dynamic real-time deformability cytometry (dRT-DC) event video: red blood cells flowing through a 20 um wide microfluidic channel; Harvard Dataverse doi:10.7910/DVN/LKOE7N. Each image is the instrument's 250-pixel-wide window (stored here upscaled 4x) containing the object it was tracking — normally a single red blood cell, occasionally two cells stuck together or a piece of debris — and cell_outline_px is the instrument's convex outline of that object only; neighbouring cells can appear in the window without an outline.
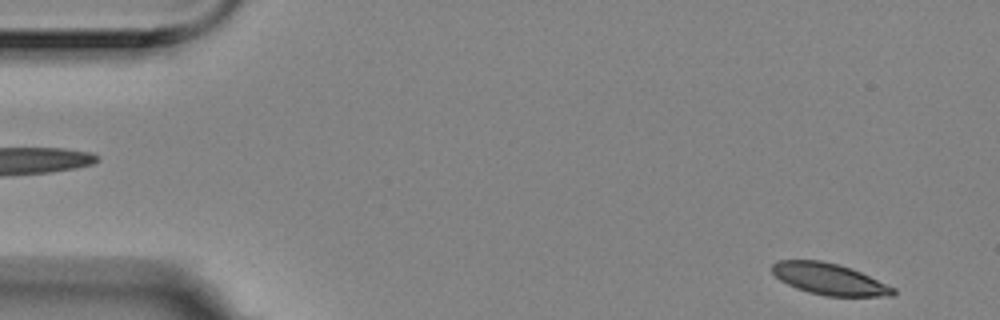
{"species": "Egyptian fruit bat (a non-hibernating species)", "species_latin": "Rousettus aegyptiacus", "temperature_condition": "room temperature", "stored_images_in_passage": 19, "camera_frame_rate_fps": 3000, "um_per_image_px": 0.085, "animal": {"sex": "female"}, "frame": {"image": 1, "passage_image": 1, "time_ms": 0.0, "image_size_px": [1000, 320], "cell_outline_px": [[896, 292], [892, 296], [824, 296], [808, 292], [796, 288], [780, 280], [772, 272], [772, 264], [776, 260], [820, 260], [840, 264], [852, 268], [896, 288]], "centroid_in_image_um": [70.49, 23.71], "position_along_channel_um": 14.5, "area_um2": 22.31}}
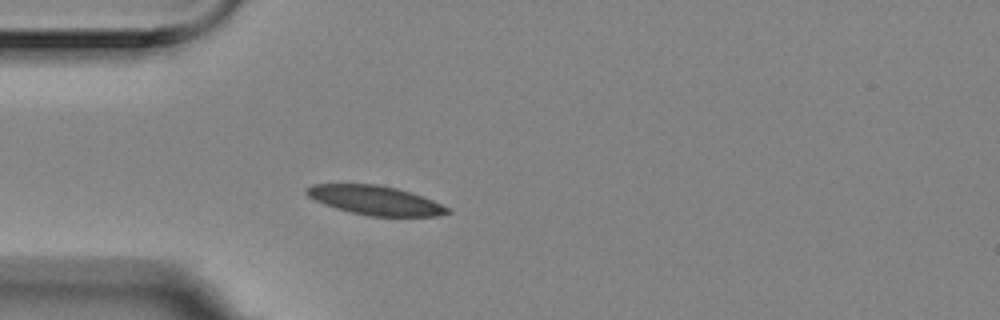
{"frame": {"image": 2, "passage_image": 13, "time_ms": 4.0, "image_size_px": [1000, 320], "cell_outline_px": [[452, 212], [436, 216], [368, 216], [336, 208], [324, 204], [308, 196], [304, 192], [304, 188], [312, 184], [376, 184], [396, 188], [412, 192], [452, 208]], "centroid_in_image_um": [31.91, 17.02], "position_along_channel_um": 53.1, "area_um2": 23.99}}
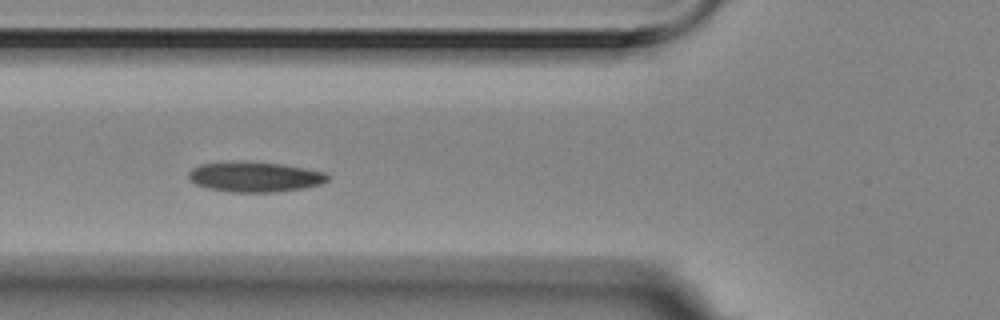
{"frame": {"image": 3, "passage_image": 18, "time_ms": 5.667, "image_size_px": [1000, 320], "cell_outline_px": [[328, 180], [320, 184], [304, 188], [276, 192], [232, 192], [208, 188], [196, 184], [188, 180], [188, 172], [192, 168], [200, 164], [240, 160], [244, 160], [280, 164], [304, 168], [324, 172], [328, 176]], "centroid_in_image_um": [21.61, 15.02], "position_along_channel_um": 104.2, "area_um2": 24.62}}